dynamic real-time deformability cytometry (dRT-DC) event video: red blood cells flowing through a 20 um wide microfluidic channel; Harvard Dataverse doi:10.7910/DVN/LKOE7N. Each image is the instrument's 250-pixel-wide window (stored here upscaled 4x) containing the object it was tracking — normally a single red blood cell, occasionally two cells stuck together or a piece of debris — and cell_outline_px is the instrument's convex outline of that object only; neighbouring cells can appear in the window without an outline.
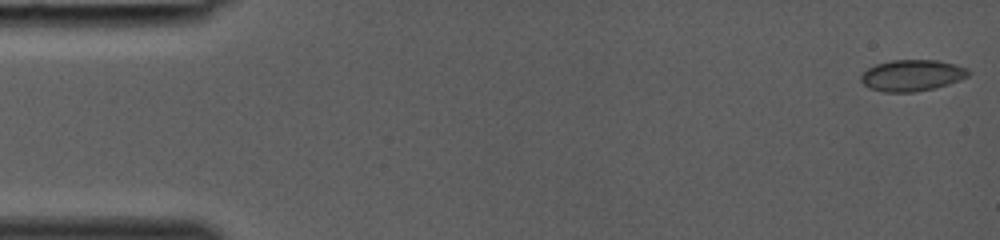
{"species": "common noctule bat (a hibernating species)", "species_latin": "Nyctalus noctula", "temperature_condition": "room temperature", "stored_images_in_passage": 36, "camera_frame_rate_fps": 3000, "um_per_image_px": 0.085, "animal": {"sex": "female", "body_mass_g": 19.0, "forearm_length_mm": 53.3}, "frame": {"image": 1, "passage_image": 1, "time_ms": 0.0, "image_size_px": [1000, 240], "cell_outline_px": [[972, 72], [968, 76], [960, 80], [936, 88], [912, 92], [884, 92], [868, 88], [860, 80], [860, 76], [868, 68], [876, 64], [892, 60], [936, 60], [956, 64], [968, 68]], "centroid_in_image_um": [77.54, 6.41], "position_along_channel_um": 7.5, "area_um2": 19.77}}
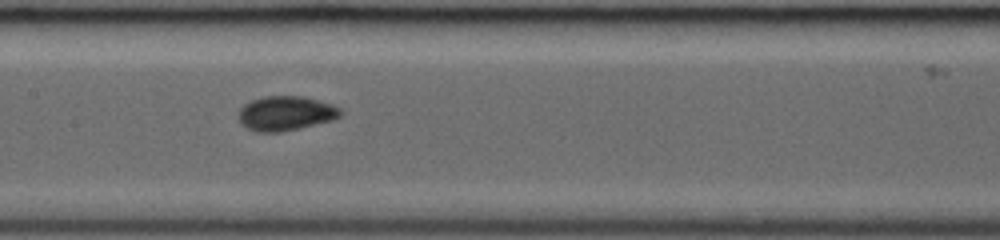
{"frame": {"image": 2, "passage_image": 20, "time_ms": 6.333, "image_size_px": [1000, 240], "cell_outline_px": [[344, 112], [340, 116], [332, 120], [300, 128], [280, 132], [256, 132], [240, 124], [236, 116], [240, 108], [244, 104], [252, 100], [264, 96], [300, 96], [332, 104], [340, 108]], "centroid_in_image_um": [24.25, 9.64], "position_along_channel_um": 183.2, "area_um2": 20.63}}
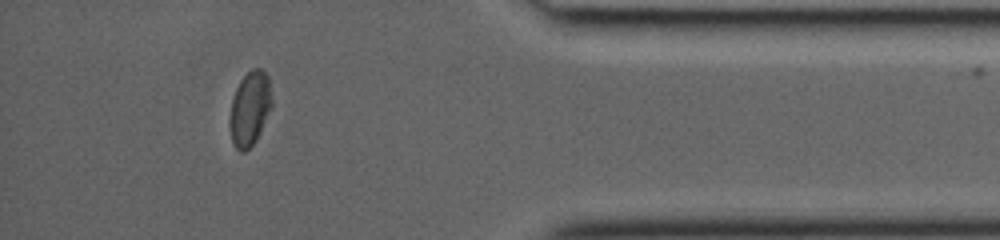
{"frame": {"image": 3, "passage_image": 35, "time_ms": 11.333, "image_size_px": [1000, 240], "cell_outline_px": [[272, 108], [256, 140], [244, 152], [240, 152], [232, 144], [228, 124], [228, 120], [232, 100], [236, 88], [240, 80], [252, 68], [260, 68], [268, 76], [272, 100]], "centroid_in_image_um": [21.22, 9.25], "position_along_channel_um": 414.0, "area_um2": 18.44}}